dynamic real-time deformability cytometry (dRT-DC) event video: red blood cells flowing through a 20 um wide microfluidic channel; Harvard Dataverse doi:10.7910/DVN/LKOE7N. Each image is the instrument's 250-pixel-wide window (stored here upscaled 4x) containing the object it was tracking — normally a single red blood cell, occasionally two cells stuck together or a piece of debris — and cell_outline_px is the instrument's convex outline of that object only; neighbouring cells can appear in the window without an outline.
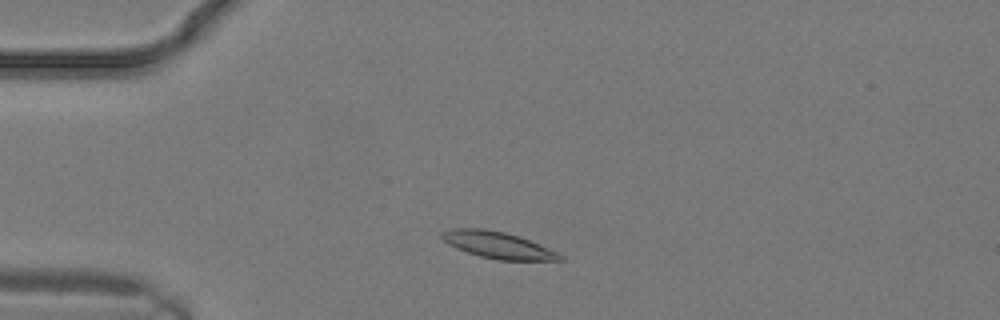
{"species": "common noctule bat (a hibernating species)", "species_latin": "Nyctalus noctula", "temperature_condition": "warm", "stored_images_in_passage": 12, "camera_frame_rate_fps": 3000, "um_per_image_px": 0.085, "animal": {"sex": "male", "body_mass_g": 19.2, "forearm_length_mm": 51.8}, "frame": {"image": 1, "passage_image": 4, "time_ms": 1.0, "image_size_px": [1000, 320], "cell_outline_px": [[564, 260], [496, 260], [480, 256], [456, 248], [448, 244], [440, 236], [440, 232], [452, 228], [484, 228], [504, 232], [520, 236], [548, 248], [564, 256]], "centroid_in_image_um": [42.29, 20.82], "position_along_channel_um": 42.7, "area_um2": 18.32}}
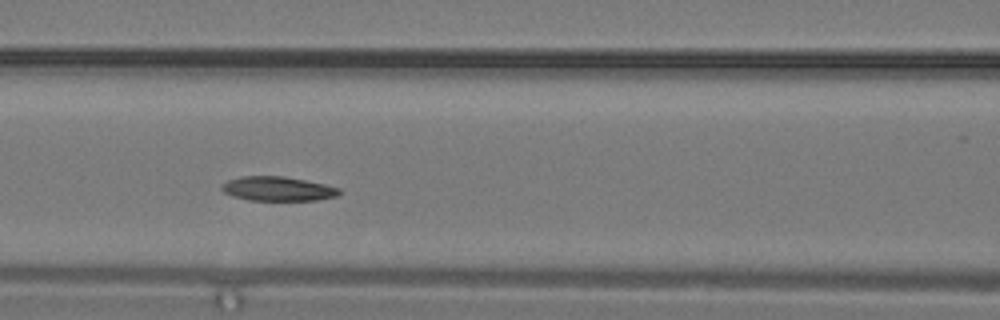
{"frame": {"image": 2, "passage_image": 9, "time_ms": 2.667, "image_size_px": [1000, 320], "cell_outline_px": [[340, 192], [336, 196], [316, 200], [248, 200], [232, 196], [224, 192], [220, 188], [228, 180], [240, 176], [284, 176], [324, 184], [340, 188]], "centroid_in_image_um": [23.59, 16.04], "position_along_channel_um": 143.0, "area_um2": 16.53}}
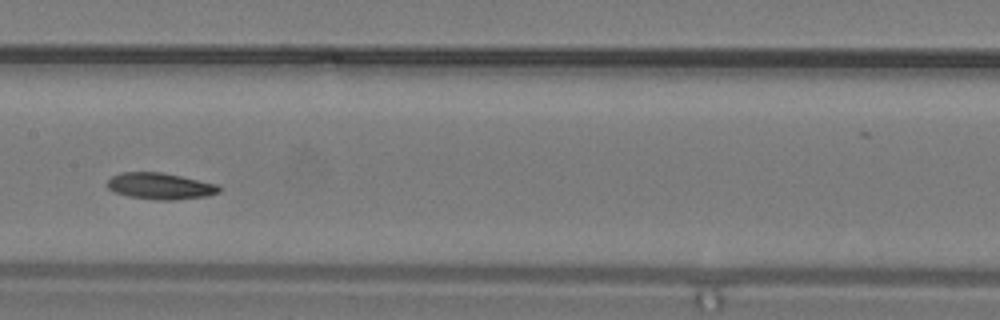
{"frame": {"image": 3, "passage_image": 11, "time_ms": 3.333, "image_size_px": [1000, 320], "cell_outline_px": [[220, 192], [208, 196], [176, 200], [156, 200], [128, 196], [116, 192], [108, 188], [108, 180], [112, 176], [120, 172], [160, 172], [220, 184]], "centroid_in_image_um": [13.66, 15.82], "position_along_channel_um": 193.7, "area_um2": 17.28}}